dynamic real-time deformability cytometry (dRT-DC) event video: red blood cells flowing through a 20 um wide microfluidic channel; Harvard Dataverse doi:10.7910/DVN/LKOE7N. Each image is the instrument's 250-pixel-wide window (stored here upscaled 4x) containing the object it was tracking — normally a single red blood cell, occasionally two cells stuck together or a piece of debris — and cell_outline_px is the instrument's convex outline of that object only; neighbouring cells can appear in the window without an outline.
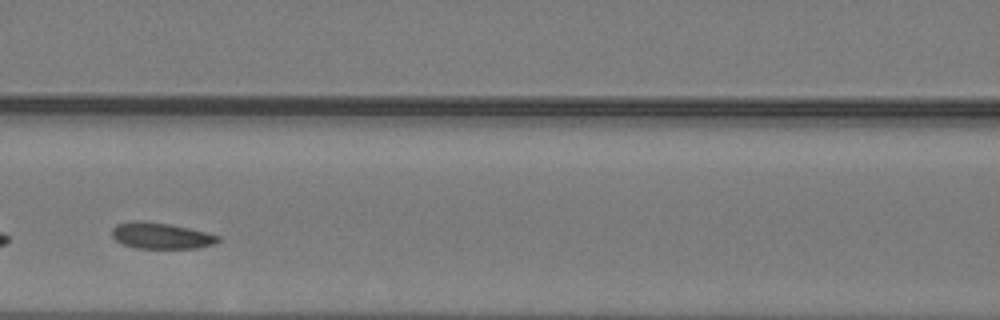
{"species": "common noctule bat (a hibernating species)", "species_latin": "Nyctalus noctula", "temperature_condition": "warm", "stored_images_in_passage": 18, "camera_frame_rate_fps": 3000, "um_per_image_px": 0.085, "animal": {"sex": "male", "body_mass_g": 19.2, "forearm_length_mm": 51.8}, "frame": {"image": 1, "passage_image": 8, "time_ms": 2.333, "image_size_px": [1000, 320], "cell_outline_px": [[220, 240], [212, 244], [196, 248], [136, 248], [124, 244], [116, 240], [112, 236], [112, 228], [116, 224], [132, 220], [144, 220], [168, 224], [188, 228], [220, 236]], "centroid_in_image_um": [13.64, 20.02], "position_along_channel_um": 153.0, "area_um2": 16.07}}
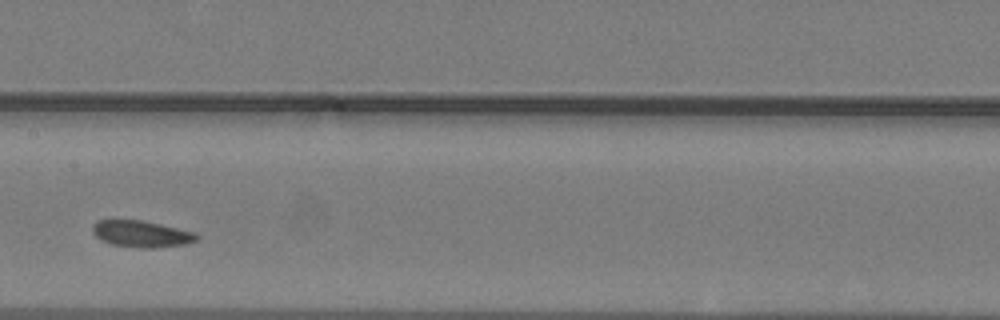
{"frame": {"image": 2, "passage_image": 11, "time_ms": 3.333, "image_size_px": [1000, 320], "cell_outline_px": [[200, 236], [196, 240], [184, 244], [152, 248], [140, 248], [112, 244], [100, 240], [92, 232], [92, 224], [96, 220], [140, 220], [160, 224], [196, 232]], "centroid_in_image_um": [12.0, 19.87], "position_along_channel_um": 195.4, "area_um2": 16.13}}